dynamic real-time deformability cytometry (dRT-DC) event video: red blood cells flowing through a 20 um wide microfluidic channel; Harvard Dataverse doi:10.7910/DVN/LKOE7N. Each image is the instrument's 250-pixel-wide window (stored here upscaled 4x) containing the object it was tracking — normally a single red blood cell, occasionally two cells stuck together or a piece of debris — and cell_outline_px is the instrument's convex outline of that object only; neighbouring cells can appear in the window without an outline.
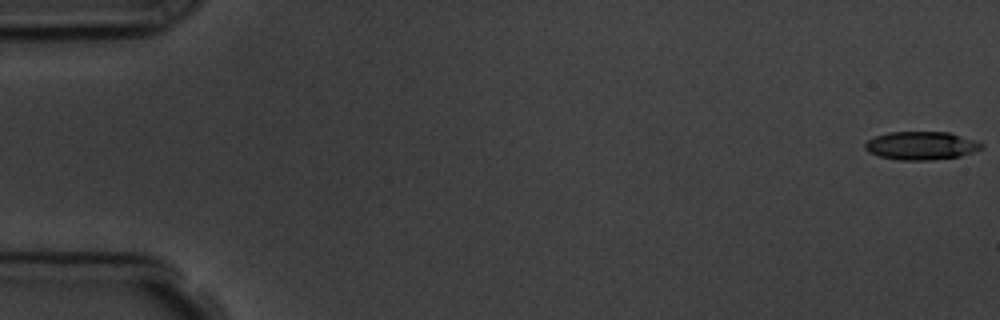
{"species": "common noctule bat (a hibernating species)", "species_latin": "Nyctalus noctula", "temperature_condition": "room temperature", "stored_images_in_passage": 4, "camera_frame_rate_fps": 3000, "um_per_image_px": 0.085, "animal": {"sex": "male", "body_mass_g": 19.5, "forearm_length_mm": 54.6}, "frame": {"image": 1, "passage_image": 1, "time_ms": 0.0, "image_size_px": [1000, 320], "cell_outline_px": [[984, 148], [960, 156], [932, 160], [900, 160], [880, 156], [868, 152], [864, 148], [864, 144], [868, 140], [876, 136], [888, 132], [948, 132], [976, 140], [984, 144]], "centroid_in_image_um": [78.32, 12.38], "position_along_channel_um": 6.7, "area_um2": 19.19}}